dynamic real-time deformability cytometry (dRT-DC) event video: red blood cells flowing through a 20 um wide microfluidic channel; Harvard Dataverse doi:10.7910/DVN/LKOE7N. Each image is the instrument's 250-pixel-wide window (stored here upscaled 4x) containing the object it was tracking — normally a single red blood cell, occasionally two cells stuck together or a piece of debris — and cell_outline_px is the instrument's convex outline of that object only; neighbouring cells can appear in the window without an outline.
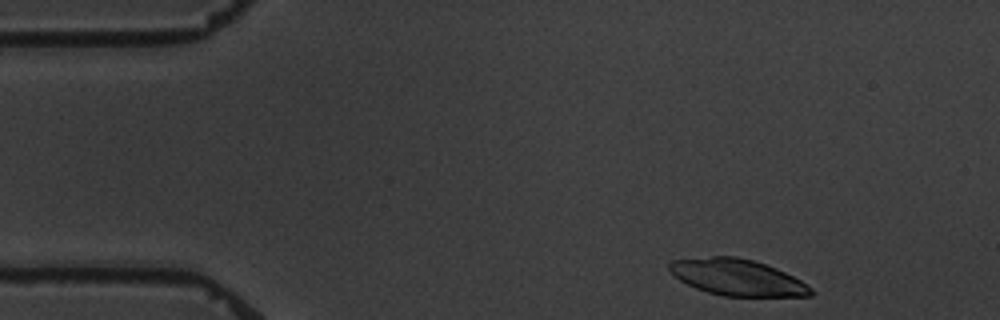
{"species": "common noctule bat (a hibernating species)", "species_latin": "Nyctalus noctula", "temperature_condition": "warm", "stored_images_in_passage": 6, "camera_frame_rate_fps": 3000, "um_per_image_px": 0.085, "animal": {"sex": "male", "body_mass_g": 19.5, "forearm_length_mm": 54.6}, "frame": {"image": 1, "passage_image": 1, "time_ms": 0.0, "image_size_px": [1000, 320], "cell_outline_px": [[816, 292], [812, 296], [720, 296], [696, 288], [680, 280], [668, 268], [668, 264], [672, 260], [712, 256], [736, 256], [752, 260], [776, 268], [800, 280], [812, 288]], "centroid_in_image_um": [62.69, 23.58], "position_along_channel_um": 22.3, "area_um2": 29.82}}